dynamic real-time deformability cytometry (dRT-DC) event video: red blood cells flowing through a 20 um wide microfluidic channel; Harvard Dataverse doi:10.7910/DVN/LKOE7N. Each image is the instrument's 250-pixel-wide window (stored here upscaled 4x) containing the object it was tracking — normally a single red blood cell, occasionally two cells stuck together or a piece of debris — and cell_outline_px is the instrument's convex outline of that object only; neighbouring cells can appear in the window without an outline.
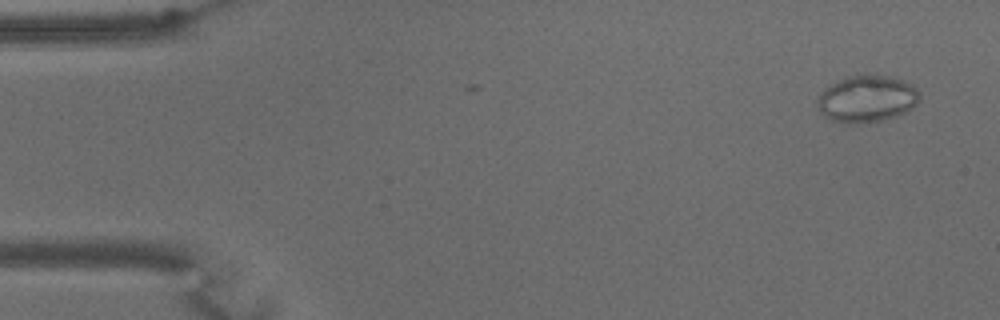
{"species": "common noctule bat (a hibernating species)", "species_latin": "Nyctalus noctula", "temperature_condition": "warm", "stored_images_in_passage": 4, "camera_frame_rate_fps": 3000, "um_per_image_px": 0.085, "animal": {"sex": "male", "body_mass_g": 15.6}, "frame": {"image": 1, "passage_image": 4, "time_ms": 1.0, "image_size_px": [1000, 320], "cell_outline_px": [[920, 100], [912, 108], [896, 116], [880, 120], [848, 124], [844, 124], [828, 120], [820, 112], [816, 104], [816, 100], [820, 92], [832, 84], [856, 72], [876, 72], [892, 76], [912, 84], [920, 92]], "centroid_in_image_um": [73.67, 8.35], "position_along_channel_um": 11.3, "area_um2": 28.78}}